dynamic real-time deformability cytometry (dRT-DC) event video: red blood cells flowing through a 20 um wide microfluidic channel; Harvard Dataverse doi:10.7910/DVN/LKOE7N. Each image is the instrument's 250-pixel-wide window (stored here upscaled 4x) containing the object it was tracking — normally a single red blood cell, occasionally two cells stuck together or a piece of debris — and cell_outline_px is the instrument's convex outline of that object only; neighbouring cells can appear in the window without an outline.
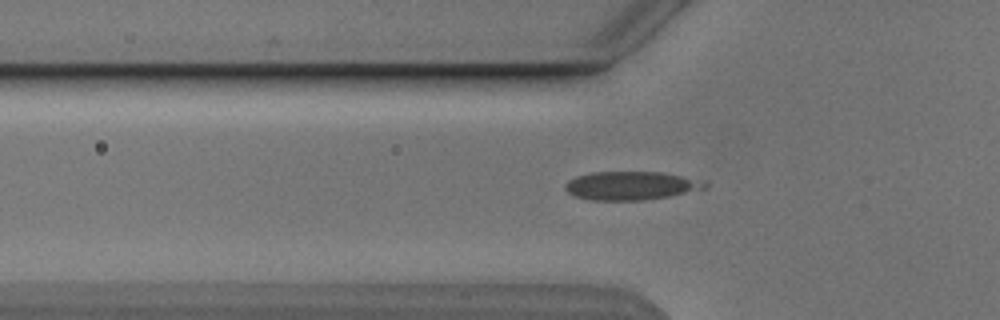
{"species": "Egyptian fruit bat (a non-hibernating species)", "species_latin": "Rousettus aegyptiacus", "temperature_condition": "cold", "stored_images_in_passage": 50, "camera_frame_rate_fps": 3000, "um_per_image_px": 0.085, "animal": {"sex": "male"}, "frame": {"image": 1, "passage_image": 15, "time_ms": 4.667, "image_size_px": [1000, 320], "cell_outline_px": [[708, 188], [668, 196], [644, 200], [588, 200], [576, 196], [568, 192], [564, 188], [564, 184], [568, 180], [576, 176], [592, 172], [660, 172], [708, 180]], "centroid_in_image_um": [53.67, 15.77], "position_along_channel_um": 72.1, "area_um2": 23.41}}
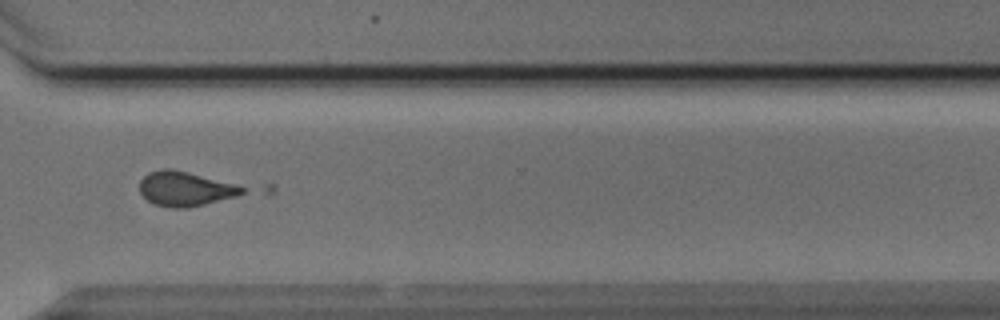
{"frame": {"image": 2, "passage_image": 37, "time_ms": 12.0, "image_size_px": [1000, 320], "cell_outline_px": [[244, 192], [236, 196], [188, 208], [172, 208], [156, 204], [148, 200], [140, 192], [140, 180], [148, 172], [160, 168], [168, 168], [188, 172], [236, 184], [244, 188]], "centroid_in_image_um": [15.71, 16.04], "position_along_channel_um": 354.9, "area_um2": 20.46}}
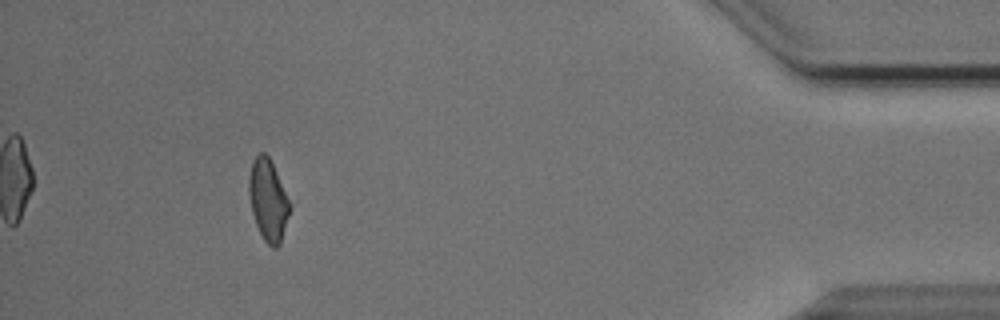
{"frame": {"image": 3, "passage_image": 46, "time_ms": 15.0, "image_size_px": [1000, 320], "cell_outline_px": [[288, 216], [280, 244], [276, 248], [272, 248], [264, 240], [256, 224], [252, 212], [248, 192], [248, 180], [252, 160], [260, 152], [264, 152], [268, 156], [276, 172], [288, 200]], "centroid_in_image_um": [22.74, 17.0], "position_along_channel_um": 412.5, "area_um2": 18.84}}